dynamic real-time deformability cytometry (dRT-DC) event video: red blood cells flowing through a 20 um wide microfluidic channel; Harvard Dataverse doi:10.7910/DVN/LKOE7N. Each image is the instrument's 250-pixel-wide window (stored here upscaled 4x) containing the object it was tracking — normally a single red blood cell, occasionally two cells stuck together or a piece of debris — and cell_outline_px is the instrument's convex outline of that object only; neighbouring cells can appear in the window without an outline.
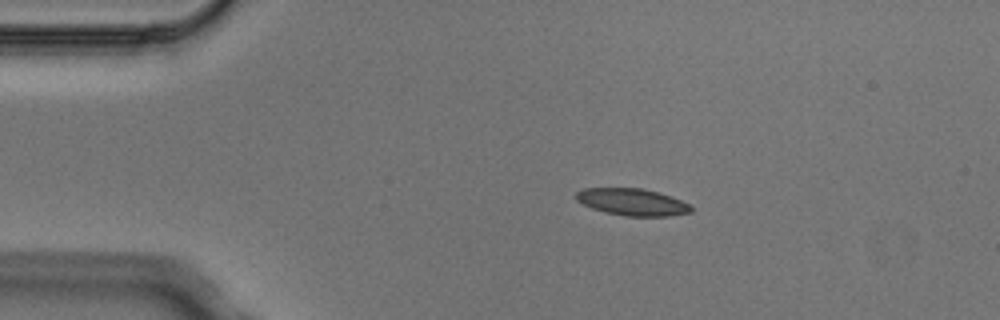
{"species": "Egyptian fruit bat (a non-hibernating species)", "species_latin": "Rousettus aegyptiacus", "temperature_condition": "cold", "stored_images_in_passage": 4, "camera_frame_rate_fps": 3000, "um_per_image_px": 0.085, "animal": {"sex": "male"}, "frame": {"image": 1, "passage_image": 2, "time_ms": 0.333, "image_size_px": [1000, 320], "cell_outline_px": [[692, 212], [668, 216], [624, 216], [604, 212], [592, 208], [576, 200], [576, 192], [584, 188], [644, 188], [680, 200], [688, 204], [692, 208]], "centroid_in_image_um": [53.71, 17.17], "position_along_channel_um": 31.3, "area_um2": 17.92}}